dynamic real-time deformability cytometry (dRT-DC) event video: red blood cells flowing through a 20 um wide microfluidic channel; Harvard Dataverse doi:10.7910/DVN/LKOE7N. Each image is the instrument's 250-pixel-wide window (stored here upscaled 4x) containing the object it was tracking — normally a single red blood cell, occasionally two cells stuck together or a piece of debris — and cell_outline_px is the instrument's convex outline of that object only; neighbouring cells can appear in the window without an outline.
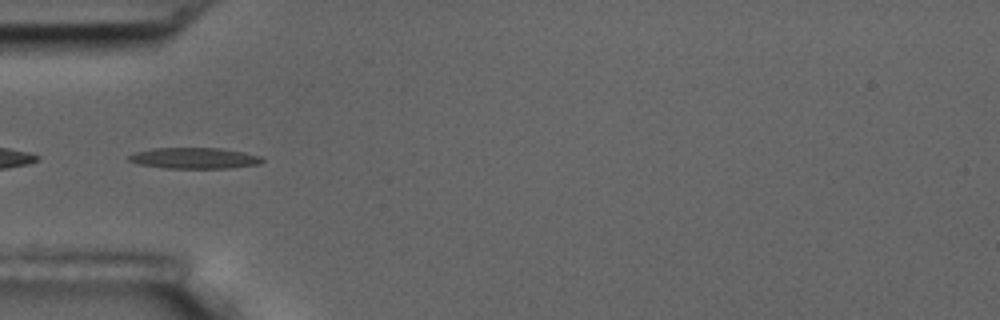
{"species": "common noctule bat (a hibernating species)", "species_latin": "Nyctalus noctula", "temperature_condition": "room temperature", "stored_images_in_passage": 5, "segment_of_instrument_passage": [2, 2], "camera_frame_rate_fps": 3000, "um_per_image_px": 0.085, "animal": {"sex": "male", "body_mass_g": 17.5, "forearm_length_mm": 52.3}, "frame": {"image": 1, "passage_image": 5, "time_ms": 4.667, "image_size_px": [1000, 320], "cell_outline_px": [[264, 160], [260, 164], [232, 168], [164, 168], [140, 164], [128, 160], [128, 156], [136, 152], [152, 148], [220, 148], [244, 152], [260, 156]], "centroid_in_image_um": [16.55, 13.44], "position_along_channel_um": 68.5, "area_um2": 16.3}}